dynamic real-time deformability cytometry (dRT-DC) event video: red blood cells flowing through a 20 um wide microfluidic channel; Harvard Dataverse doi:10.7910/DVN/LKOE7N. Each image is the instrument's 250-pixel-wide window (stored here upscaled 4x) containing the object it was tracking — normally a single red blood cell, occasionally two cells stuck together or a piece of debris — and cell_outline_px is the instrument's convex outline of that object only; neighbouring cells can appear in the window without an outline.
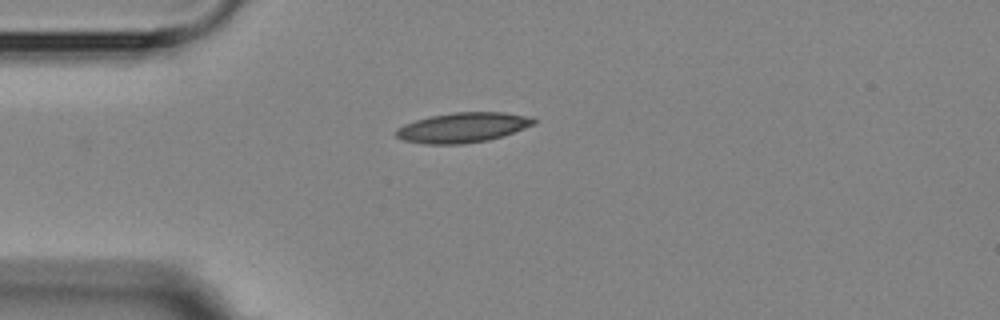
{"species": "Egyptian fruit bat (a non-hibernating species)", "species_latin": "Rousettus aegyptiacus", "temperature_condition": "room temperature", "stored_images_in_passage": 3, "camera_frame_rate_fps": 3000, "um_per_image_px": 0.085, "animal": {"sex": "female"}, "frame": {"image": 1, "passage_image": 1, "time_ms": 0.0, "image_size_px": [1000, 320], "cell_outline_px": [[536, 124], [504, 136], [488, 140], [460, 144], [428, 144], [404, 140], [396, 136], [392, 132], [396, 128], [404, 124], [428, 116], [452, 112], [504, 112], [532, 116], [536, 120]], "centroid_in_image_um": [39.35, 10.83], "position_along_channel_um": 45.6, "area_um2": 24.33}}